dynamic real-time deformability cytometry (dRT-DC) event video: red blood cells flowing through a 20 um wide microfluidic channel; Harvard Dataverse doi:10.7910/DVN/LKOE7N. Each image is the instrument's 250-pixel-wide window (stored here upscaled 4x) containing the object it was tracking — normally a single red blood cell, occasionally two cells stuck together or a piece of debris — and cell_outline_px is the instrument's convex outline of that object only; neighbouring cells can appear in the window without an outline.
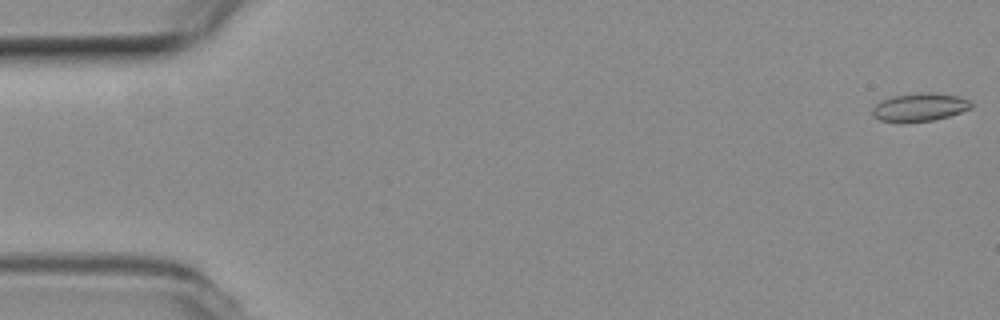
{"species": "common noctule bat (a hibernating species)", "species_latin": "Nyctalus noctula", "temperature_condition": "room temperature", "stored_images_in_passage": 23, "camera_frame_rate_fps": 3000, "um_per_image_px": 0.085, "animal": {"sex": "female", "body_mass_g": 19.3, "forearm_length_mm": 54.1}, "frame": {"image": 1, "passage_image": 1, "time_ms": 0.0, "image_size_px": [1000, 320], "cell_outline_px": [[972, 108], [948, 116], [932, 120], [900, 124], [880, 120], [872, 116], [872, 108], [880, 100], [892, 96], [920, 92], [960, 96], [968, 100], [972, 104]], "centroid_in_image_um": [78.1, 9.13], "position_along_channel_um": 6.9, "area_um2": 16.42}}
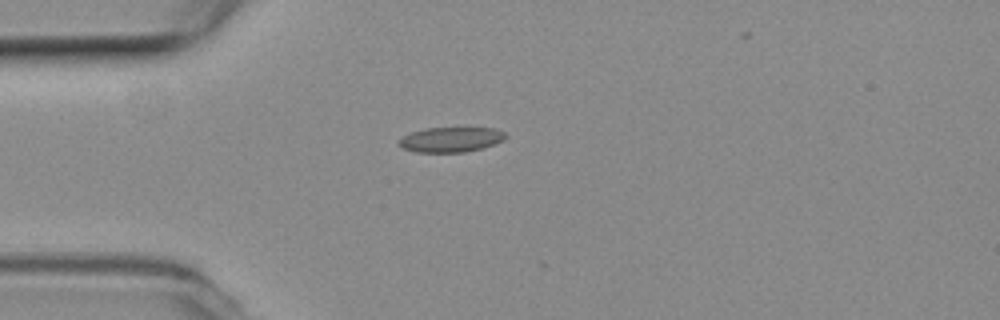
{"frame": {"image": 2, "passage_image": 15, "time_ms": 4.667, "image_size_px": [1000, 320], "cell_outline_px": [[508, 136], [504, 140], [484, 148], [464, 152], [416, 152], [400, 148], [396, 144], [404, 136], [412, 132], [424, 128], [496, 128], [504, 132]], "centroid_in_image_um": [38.33, 11.87], "position_along_channel_um": 46.7, "area_um2": 15.66}}
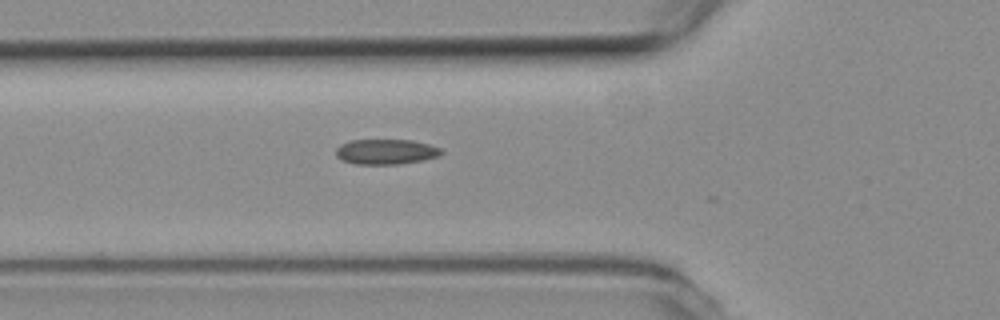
{"frame": {"image": 3, "passage_image": 20, "time_ms": 6.333, "image_size_px": [1000, 320], "cell_outline_px": [[444, 152], [440, 156], [424, 160], [400, 164], [356, 164], [344, 160], [336, 156], [336, 148], [340, 144], [348, 140], [412, 140], [428, 144], [440, 148]], "centroid_in_image_um": [32.82, 12.89], "position_along_channel_um": 93.0, "area_um2": 15.55}}